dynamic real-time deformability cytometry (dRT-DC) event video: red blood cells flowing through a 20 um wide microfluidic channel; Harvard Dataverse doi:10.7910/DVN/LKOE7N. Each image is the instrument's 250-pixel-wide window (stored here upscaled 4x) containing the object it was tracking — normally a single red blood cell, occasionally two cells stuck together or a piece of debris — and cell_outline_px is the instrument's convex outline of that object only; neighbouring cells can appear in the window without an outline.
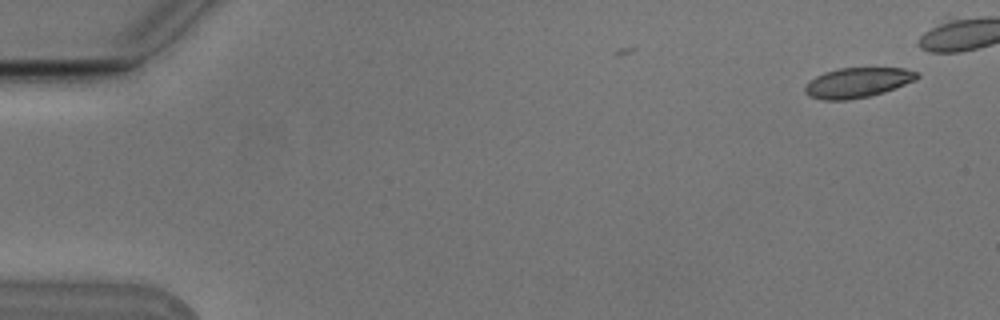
{"species": "Egyptian fruit bat (a non-hibernating species)", "species_latin": "Rousettus aegyptiacus", "temperature_condition": "cold", "stored_images_in_passage": 3, "camera_frame_rate_fps": 3000, "um_per_image_px": 0.085, "animal": {"sex": "male"}, "frame": {"image": 1, "passage_image": 1, "time_ms": 0.0, "image_size_px": [1000, 320], "cell_outline_px": [[920, 76], [916, 80], [884, 92], [868, 96], [848, 100], [824, 100], [808, 96], [804, 92], [804, 88], [816, 76], [824, 72], [840, 68], [904, 68], [916, 72]], "centroid_in_image_um": [72.89, 7.02], "position_along_channel_um": 12.1, "area_um2": 19.42}}